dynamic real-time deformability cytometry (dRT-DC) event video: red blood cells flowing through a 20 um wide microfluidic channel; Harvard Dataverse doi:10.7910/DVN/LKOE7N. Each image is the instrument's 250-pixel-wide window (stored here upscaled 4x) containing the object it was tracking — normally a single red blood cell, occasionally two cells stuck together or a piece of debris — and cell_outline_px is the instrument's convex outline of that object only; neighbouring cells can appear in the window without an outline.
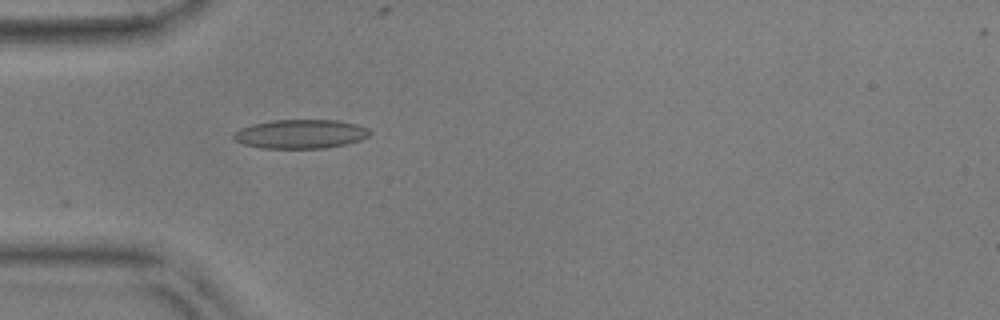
{"species": "common noctule bat (a hibernating species)", "species_latin": "Nyctalus noctula", "temperature_condition": "warm", "stored_images_in_passage": 7, "camera_frame_rate_fps": 3000, "um_per_image_px": 0.085, "animal": {"sex": "male", "body_mass_g": 17.9, "forearm_length_mm": 54.2}, "frame": {"image": 1, "passage_image": 1, "time_ms": 0.0, "image_size_px": [1000, 320], "cell_outline_px": [[372, 132], [368, 136], [360, 140], [344, 144], [324, 148], [260, 148], [244, 144], [232, 140], [232, 132], [240, 128], [252, 124], [272, 120], [336, 120], [356, 124], [368, 128]], "centroid_in_image_um": [25.49, 11.38], "position_along_channel_um": 59.5, "area_um2": 23.12}}
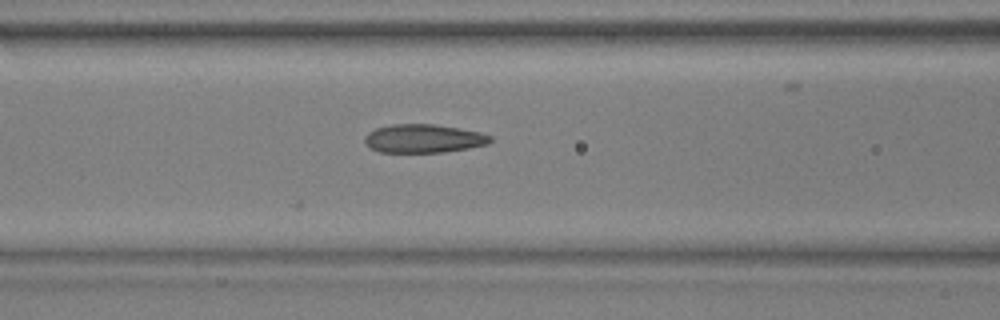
{"frame": {"image": 2, "passage_image": 7, "time_ms": 2.0, "image_size_px": [1000, 320], "cell_outline_px": [[492, 140], [488, 144], [468, 148], [444, 152], [380, 152], [368, 148], [364, 140], [364, 136], [368, 132], [376, 128], [392, 124], [432, 124], [460, 128], [480, 132], [492, 136]], "centroid_in_image_um": [35.98, 11.77], "position_along_channel_um": 130.6, "area_um2": 20.98}}